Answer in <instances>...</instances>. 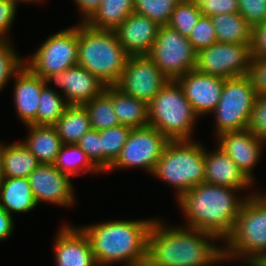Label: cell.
Returning a JSON list of instances; mask_svg holds the SVG:
<instances>
[{
	"label": "cell",
	"mask_w": 266,
	"mask_h": 266,
	"mask_svg": "<svg viewBox=\"0 0 266 266\" xmlns=\"http://www.w3.org/2000/svg\"><path fill=\"white\" fill-rule=\"evenodd\" d=\"M219 239L208 232L167 226L155 218L147 235L145 266H216L224 263ZM214 242V243H213Z\"/></svg>",
	"instance_id": "cell-1"
},
{
	"label": "cell",
	"mask_w": 266,
	"mask_h": 266,
	"mask_svg": "<svg viewBox=\"0 0 266 266\" xmlns=\"http://www.w3.org/2000/svg\"><path fill=\"white\" fill-rule=\"evenodd\" d=\"M223 185L201 183L185 192L177 201L185 216V227L215 235L223 244L230 235L247 196Z\"/></svg>",
	"instance_id": "cell-2"
},
{
	"label": "cell",
	"mask_w": 266,
	"mask_h": 266,
	"mask_svg": "<svg viewBox=\"0 0 266 266\" xmlns=\"http://www.w3.org/2000/svg\"><path fill=\"white\" fill-rule=\"evenodd\" d=\"M154 219L108 220L80 228L88 237L96 263L145 266L147 235Z\"/></svg>",
	"instance_id": "cell-3"
},
{
	"label": "cell",
	"mask_w": 266,
	"mask_h": 266,
	"mask_svg": "<svg viewBox=\"0 0 266 266\" xmlns=\"http://www.w3.org/2000/svg\"><path fill=\"white\" fill-rule=\"evenodd\" d=\"M224 262L259 266L266 260V195L256 192L242 204L230 235L223 241Z\"/></svg>",
	"instance_id": "cell-4"
},
{
	"label": "cell",
	"mask_w": 266,
	"mask_h": 266,
	"mask_svg": "<svg viewBox=\"0 0 266 266\" xmlns=\"http://www.w3.org/2000/svg\"><path fill=\"white\" fill-rule=\"evenodd\" d=\"M77 33V65L88 70L105 86L116 85L130 55L119 43L115 31L95 29L85 22H79Z\"/></svg>",
	"instance_id": "cell-5"
},
{
	"label": "cell",
	"mask_w": 266,
	"mask_h": 266,
	"mask_svg": "<svg viewBox=\"0 0 266 266\" xmlns=\"http://www.w3.org/2000/svg\"><path fill=\"white\" fill-rule=\"evenodd\" d=\"M205 147L192 140H170L164 148L152 176L176 190L178 200L185 192L204 182Z\"/></svg>",
	"instance_id": "cell-6"
},
{
	"label": "cell",
	"mask_w": 266,
	"mask_h": 266,
	"mask_svg": "<svg viewBox=\"0 0 266 266\" xmlns=\"http://www.w3.org/2000/svg\"><path fill=\"white\" fill-rule=\"evenodd\" d=\"M198 118L177 80H168L148 103V125L169 140H192Z\"/></svg>",
	"instance_id": "cell-7"
},
{
	"label": "cell",
	"mask_w": 266,
	"mask_h": 266,
	"mask_svg": "<svg viewBox=\"0 0 266 266\" xmlns=\"http://www.w3.org/2000/svg\"><path fill=\"white\" fill-rule=\"evenodd\" d=\"M257 98L247 75L225 79L214 115L216 137L225 132L247 129Z\"/></svg>",
	"instance_id": "cell-8"
},
{
	"label": "cell",
	"mask_w": 266,
	"mask_h": 266,
	"mask_svg": "<svg viewBox=\"0 0 266 266\" xmlns=\"http://www.w3.org/2000/svg\"><path fill=\"white\" fill-rule=\"evenodd\" d=\"M29 59H24V65L44 80L54 73L77 66V24L47 37Z\"/></svg>",
	"instance_id": "cell-9"
},
{
	"label": "cell",
	"mask_w": 266,
	"mask_h": 266,
	"mask_svg": "<svg viewBox=\"0 0 266 266\" xmlns=\"http://www.w3.org/2000/svg\"><path fill=\"white\" fill-rule=\"evenodd\" d=\"M196 55L188 37L164 25L159 27L148 57L169 80H177L195 69Z\"/></svg>",
	"instance_id": "cell-10"
},
{
	"label": "cell",
	"mask_w": 266,
	"mask_h": 266,
	"mask_svg": "<svg viewBox=\"0 0 266 266\" xmlns=\"http://www.w3.org/2000/svg\"><path fill=\"white\" fill-rule=\"evenodd\" d=\"M169 141L155 127L132 128L119 157L107 172L138 167L152 175Z\"/></svg>",
	"instance_id": "cell-11"
},
{
	"label": "cell",
	"mask_w": 266,
	"mask_h": 266,
	"mask_svg": "<svg viewBox=\"0 0 266 266\" xmlns=\"http://www.w3.org/2000/svg\"><path fill=\"white\" fill-rule=\"evenodd\" d=\"M252 59L251 44L219 43L199 50L197 71L223 79L248 75Z\"/></svg>",
	"instance_id": "cell-12"
},
{
	"label": "cell",
	"mask_w": 266,
	"mask_h": 266,
	"mask_svg": "<svg viewBox=\"0 0 266 266\" xmlns=\"http://www.w3.org/2000/svg\"><path fill=\"white\" fill-rule=\"evenodd\" d=\"M168 80L148 55L129 56L115 86L123 93L148 104Z\"/></svg>",
	"instance_id": "cell-13"
},
{
	"label": "cell",
	"mask_w": 266,
	"mask_h": 266,
	"mask_svg": "<svg viewBox=\"0 0 266 266\" xmlns=\"http://www.w3.org/2000/svg\"><path fill=\"white\" fill-rule=\"evenodd\" d=\"M28 179L37 205L45 202L72 207L76 202L71 177L52 164H40Z\"/></svg>",
	"instance_id": "cell-14"
},
{
	"label": "cell",
	"mask_w": 266,
	"mask_h": 266,
	"mask_svg": "<svg viewBox=\"0 0 266 266\" xmlns=\"http://www.w3.org/2000/svg\"><path fill=\"white\" fill-rule=\"evenodd\" d=\"M216 138V145L236 163L252 183H255L253 169L260 161L266 141L256 137L248 129L225 132Z\"/></svg>",
	"instance_id": "cell-15"
},
{
	"label": "cell",
	"mask_w": 266,
	"mask_h": 266,
	"mask_svg": "<svg viewBox=\"0 0 266 266\" xmlns=\"http://www.w3.org/2000/svg\"><path fill=\"white\" fill-rule=\"evenodd\" d=\"M177 82L196 114L201 117L211 114L216 108L225 79L193 69L179 77Z\"/></svg>",
	"instance_id": "cell-16"
},
{
	"label": "cell",
	"mask_w": 266,
	"mask_h": 266,
	"mask_svg": "<svg viewBox=\"0 0 266 266\" xmlns=\"http://www.w3.org/2000/svg\"><path fill=\"white\" fill-rule=\"evenodd\" d=\"M45 82L47 85L55 83L69 105H83L106 87L96 76L78 65L48 76Z\"/></svg>",
	"instance_id": "cell-17"
},
{
	"label": "cell",
	"mask_w": 266,
	"mask_h": 266,
	"mask_svg": "<svg viewBox=\"0 0 266 266\" xmlns=\"http://www.w3.org/2000/svg\"><path fill=\"white\" fill-rule=\"evenodd\" d=\"M57 231L54 243L56 266H95L96 260L88 237L80 226L63 224Z\"/></svg>",
	"instance_id": "cell-18"
},
{
	"label": "cell",
	"mask_w": 266,
	"mask_h": 266,
	"mask_svg": "<svg viewBox=\"0 0 266 266\" xmlns=\"http://www.w3.org/2000/svg\"><path fill=\"white\" fill-rule=\"evenodd\" d=\"M159 25L146 16L131 13L114 31L130 56L148 55L158 34Z\"/></svg>",
	"instance_id": "cell-19"
},
{
	"label": "cell",
	"mask_w": 266,
	"mask_h": 266,
	"mask_svg": "<svg viewBox=\"0 0 266 266\" xmlns=\"http://www.w3.org/2000/svg\"><path fill=\"white\" fill-rule=\"evenodd\" d=\"M14 105L18 119L26 126L37 125V111L45 80L23 65L14 75Z\"/></svg>",
	"instance_id": "cell-20"
},
{
	"label": "cell",
	"mask_w": 266,
	"mask_h": 266,
	"mask_svg": "<svg viewBox=\"0 0 266 266\" xmlns=\"http://www.w3.org/2000/svg\"><path fill=\"white\" fill-rule=\"evenodd\" d=\"M212 151L205 147L204 164L205 177L204 182L213 185L229 186L231 188L243 191L253 187V184L239 169L236 163L215 144Z\"/></svg>",
	"instance_id": "cell-21"
},
{
	"label": "cell",
	"mask_w": 266,
	"mask_h": 266,
	"mask_svg": "<svg viewBox=\"0 0 266 266\" xmlns=\"http://www.w3.org/2000/svg\"><path fill=\"white\" fill-rule=\"evenodd\" d=\"M28 134L22 142L40 164L54 165L63 143L54 126L26 125Z\"/></svg>",
	"instance_id": "cell-22"
},
{
	"label": "cell",
	"mask_w": 266,
	"mask_h": 266,
	"mask_svg": "<svg viewBox=\"0 0 266 266\" xmlns=\"http://www.w3.org/2000/svg\"><path fill=\"white\" fill-rule=\"evenodd\" d=\"M0 205L4 210L14 213H28L38 206L28 178L4 177L0 185Z\"/></svg>",
	"instance_id": "cell-23"
},
{
	"label": "cell",
	"mask_w": 266,
	"mask_h": 266,
	"mask_svg": "<svg viewBox=\"0 0 266 266\" xmlns=\"http://www.w3.org/2000/svg\"><path fill=\"white\" fill-rule=\"evenodd\" d=\"M0 155L4 177L28 178L39 165V161L24 143H0Z\"/></svg>",
	"instance_id": "cell-24"
},
{
	"label": "cell",
	"mask_w": 266,
	"mask_h": 266,
	"mask_svg": "<svg viewBox=\"0 0 266 266\" xmlns=\"http://www.w3.org/2000/svg\"><path fill=\"white\" fill-rule=\"evenodd\" d=\"M111 100L120 125L131 128L148 126V104L111 86Z\"/></svg>",
	"instance_id": "cell-25"
},
{
	"label": "cell",
	"mask_w": 266,
	"mask_h": 266,
	"mask_svg": "<svg viewBox=\"0 0 266 266\" xmlns=\"http://www.w3.org/2000/svg\"><path fill=\"white\" fill-rule=\"evenodd\" d=\"M211 21L219 43L251 44L253 27L240 13L218 14Z\"/></svg>",
	"instance_id": "cell-26"
},
{
	"label": "cell",
	"mask_w": 266,
	"mask_h": 266,
	"mask_svg": "<svg viewBox=\"0 0 266 266\" xmlns=\"http://www.w3.org/2000/svg\"><path fill=\"white\" fill-rule=\"evenodd\" d=\"M133 12V0H102L85 23L95 29L115 30Z\"/></svg>",
	"instance_id": "cell-27"
},
{
	"label": "cell",
	"mask_w": 266,
	"mask_h": 266,
	"mask_svg": "<svg viewBox=\"0 0 266 266\" xmlns=\"http://www.w3.org/2000/svg\"><path fill=\"white\" fill-rule=\"evenodd\" d=\"M54 127L63 144H77L92 129L83 105H69Z\"/></svg>",
	"instance_id": "cell-28"
},
{
	"label": "cell",
	"mask_w": 266,
	"mask_h": 266,
	"mask_svg": "<svg viewBox=\"0 0 266 266\" xmlns=\"http://www.w3.org/2000/svg\"><path fill=\"white\" fill-rule=\"evenodd\" d=\"M83 106L88 113L92 129L101 131L120 126L111 100V86H106L100 94L84 103Z\"/></svg>",
	"instance_id": "cell-29"
},
{
	"label": "cell",
	"mask_w": 266,
	"mask_h": 266,
	"mask_svg": "<svg viewBox=\"0 0 266 266\" xmlns=\"http://www.w3.org/2000/svg\"><path fill=\"white\" fill-rule=\"evenodd\" d=\"M54 166L70 177L88 172L101 174L77 144H63Z\"/></svg>",
	"instance_id": "cell-30"
},
{
	"label": "cell",
	"mask_w": 266,
	"mask_h": 266,
	"mask_svg": "<svg viewBox=\"0 0 266 266\" xmlns=\"http://www.w3.org/2000/svg\"><path fill=\"white\" fill-rule=\"evenodd\" d=\"M131 127L120 125L100 131L101 173L105 174L119 157Z\"/></svg>",
	"instance_id": "cell-31"
},
{
	"label": "cell",
	"mask_w": 266,
	"mask_h": 266,
	"mask_svg": "<svg viewBox=\"0 0 266 266\" xmlns=\"http://www.w3.org/2000/svg\"><path fill=\"white\" fill-rule=\"evenodd\" d=\"M68 106L60 91L45 84L40 93L37 125L54 126Z\"/></svg>",
	"instance_id": "cell-32"
},
{
	"label": "cell",
	"mask_w": 266,
	"mask_h": 266,
	"mask_svg": "<svg viewBox=\"0 0 266 266\" xmlns=\"http://www.w3.org/2000/svg\"><path fill=\"white\" fill-rule=\"evenodd\" d=\"M182 0H133L134 12L153 20L159 26L167 25L172 12Z\"/></svg>",
	"instance_id": "cell-33"
},
{
	"label": "cell",
	"mask_w": 266,
	"mask_h": 266,
	"mask_svg": "<svg viewBox=\"0 0 266 266\" xmlns=\"http://www.w3.org/2000/svg\"><path fill=\"white\" fill-rule=\"evenodd\" d=\"M201 15L196 2L181 1L172 12L167 25L188 37Z\"/></svg>",
	"instance_id": "cell-34"
},
{
	"label": "cell",
	"mask_w": 266,
	"mask_h": 266,
	"mask_svg": "<svg viewBox=\"0 0 266 266\" xmlns=\"http://www.w3.org/2000/svg\"><path fill=\"white\" fill-rule=\"evenodd\" d=\"M10 42V40H0V92L24 65V57H20Z\"/></svg>",
	"instance_id": "cell-35"
},
{
	"label": "cell",
	"mask_w": 266,
	"mask_h": 266,
	"mask_svg": "<svg viewBox=\"0 0 266 266\" xmlns=\"http://www.w3.org/2000/svg\"><path fill=\"white\" fill-rule=\"evenodd\" d=\"M188 40L196 52L217 42L216 32L209 16H200L191 34L188 36Z\"/></svg>",
	"instance_id": "cell-36"
},
{
	"label": "cell",
	"mask_w": 266,
	"mask_h": 266,
	"mask_svg": "<svg viewBox=\"0 0 266 266\" xmlns=\"http://www.w3.org/2000/svg\"><path fill=\"white\" fill-rule=\"evenodd\" d=\"M77 145L86 154L90 162L101 172L100 131L91 129L80 138Z\"/></svg>",
	"instance_id": "cell-37"
},
{
	"label": "cell",
	"mask_w": 266,
	"mask_h": 266,
	"mask_svg": "<svg viewBox=\"0 0 266 266\" xmlns=\"http://www.w3.org/2000/svg\"><path fill=\"white\" fill-rule=\"evenodd\" d=\"M239 13L253 27L266 22V0H238Z\"/></svg>",
	"instance_id": "cell-38"
},
{
	"label": "cell",
	"mask_w": 266,
	"mask_h": 266,
	"mask_svg": "<svg viewBox=\"0 0 266 266\" xmlns=\"http://www.w3.org/2000/svg\"><path fill=\"white\" fill-rule=\"evenodd\" d=\"M202 15L239 13L238 0H197L195 1Z\"/></svg>",
	"instance_id": "cell-39"
},
{
	"label": "cell",
	"mask_w": 266,
	"mask_h": 266,
	"mask_svg": "<svg viewBox=\"0 0 266 266\" xmlns=\"http://www.w3.org/2000/svg\"><path fill=\"white\" fill-rule=\"evenodd\" d=\"M247 129L266 141V96H257Z\"/></svg>",
	"instance_id": "cell-40"
},
{
	"label": "cell",
	"mask_w": 266,
	"mask_h": 266,
	"mask_svg": "<svg viewBox=\"0 0 266 266\" xmlns=\"http://www.w3.org/2000/svg\"><path fill=\"white\" fill-rule=\"evenodd\" d=\"M247 76L257 96H266V58L252 57Z\"/></svg>",
	"instance_id": "cell-41"
},
{
	"label": "cell",
	"mask_w": 266,
	"mask_h": 266,
	"mask_svg": "<svg viewBox=\"0 0 266 266\" xmlns=\"http://www.w3.org/2000/svg\"><path fill=\"white\" fill-rule=\"evenodd\" d=\"M18 4L17 0H0V40H9L7 34L13 27Z\"/></svg>",
	"instance_id": "cell-42"
},
{
	"label": "cell",
	"mask_w": 266,
	"mask_h": 266,
	"mask_svg": "<svg viewBox=\"0 0 266 266\" xmlns=\"http://www.w3.org/2000/svg\"><path fill=\"white\" fill-rule=\"evenodd\" d=\"M251 54L266 58V22L253 26Z\"/></svg>",
	"instance_id": "cell-43"
},
{
	"label": "cell",
	"mask_w": 266,
	"mask_h": 266,
	"mask_svg": "<svg viewBox=\"0 0 266 266\" xmlns=\"http://www.w3.org/2000/svg\"><path fill=\"white\" fill-rule=\"evenodd\" d=\"M13 216L8 214L0 205V241L8 239L14 232Z\"/></svg>",
	"instance_id": "cell-44"
},
{
	"label": "cell",
	"mask_w": 266,
	"mask_h": 266,
	"mask_svg": "<svg viewBox=\"0 0 266 266\" xmlns=\"http://www.w3.org/2000/svg\"><path fill=\"white\" fill-rule=\"evenodd\" d=\"M80 11L81 20L80 22H85L94 11L100 6L102 0H73Z\"/></svg>",
	"instance_id": "cell-45"
},
{
	"label": "cell",
	"mask_w": 266,
	"mask_h": 266,
	"mask_svg": "<svg viewBox=\"0 0 266 266\" xmlns=\"http://www.w3.org/2000/svg\"><path fill=\"white\" fill-rule=\"evenodd\" d=\"M4 179V174H3V167H2V159H1V155H0V185L2 183Z\"/></svg>",
	"instance_id": "cell-46"
},
{
	"label": "cell",
	"mask_w": 266,
	"mask_h": 266,
	"mask_svg": "<svg viewBox=\"0 0 266 266\" xmlns=\"http://www.w3.org/2000/svg\"><path fill=\"white\" fill-rule=\"evenodd\" d=\"M19 3H27V4H29V3H38V2H43L44 0H17Z\"/></svg>",
	"instance_id": "cell-47"
},
{
	"label": "cell",
	"mask_w": 266,
	"mask_h": 266,
	"mask_svg": "<svg viewBox=\"0 0 266 266\" xmlns=\"http://www.w3.org/2000/svg\"><path fill=\"white\" fill-rule=\"evenodd\" d=\"M95 266H110L109 264H99L97 263Z\"/></svg>",
	"instance_id": "cell-48"
},
{
	"label": "cell",
	"mask_w": 266,
	"mask_h": 266,
	"mask_svg": "<svg viewBox=\"0 0 266 266\" xmlns=\"http://www.w3.org/2000/svg\"><path fill=\"white\" fill-rule=\"evenodd\" d=\"M182 1H191V2H195V1H197V0H182Z\"/></svg>",
	"instance_id": "cell-49"
}]
</instances>
